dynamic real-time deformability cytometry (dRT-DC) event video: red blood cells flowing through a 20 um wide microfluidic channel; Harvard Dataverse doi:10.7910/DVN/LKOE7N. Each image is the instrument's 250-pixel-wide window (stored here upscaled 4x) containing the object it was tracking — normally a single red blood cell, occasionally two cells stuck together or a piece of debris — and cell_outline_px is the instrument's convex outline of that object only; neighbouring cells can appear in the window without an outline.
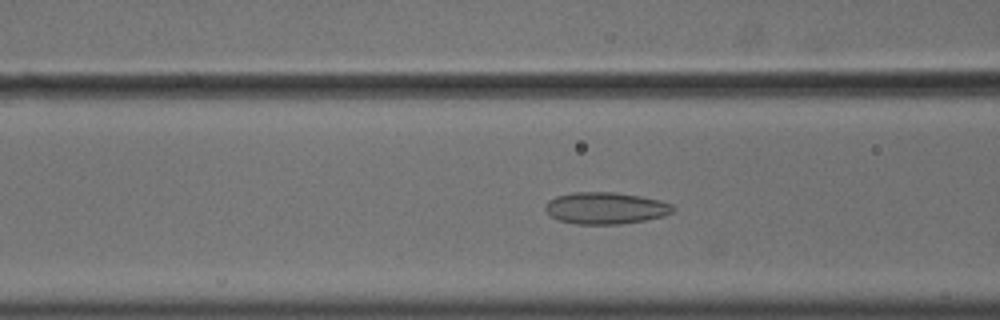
{"species": "common noctule bat (a hibernating species)", "species_latin": "Nyctalus noctula", "temperature_condition": "cold", "stored_images_in_passage": 39, "camera_frame_rate_fps": 3000, "um_per_image_px": 0.085, "animal": {"sex": "male", "body_mass_g": 18.8}, "frame": {"image": 1, "passage_image": 6, "time_ms": 1.667, "image_size_px": [1000, 320], "cell_outline_px": [[676, 208], [672, 212], [664, 216], [644, 220], [620, 224], [576, 224], [560, 220], [552, 216], [544, 208], [544, 204], [548, 200], [556, 196], [572, 192], [612, 192], [640, 196], [660, 200], [672, 204]], "centroid_in_image_um": [51.48, 17.68], "position_along_channel_um": 115.1, "area_um2": 23.64}}
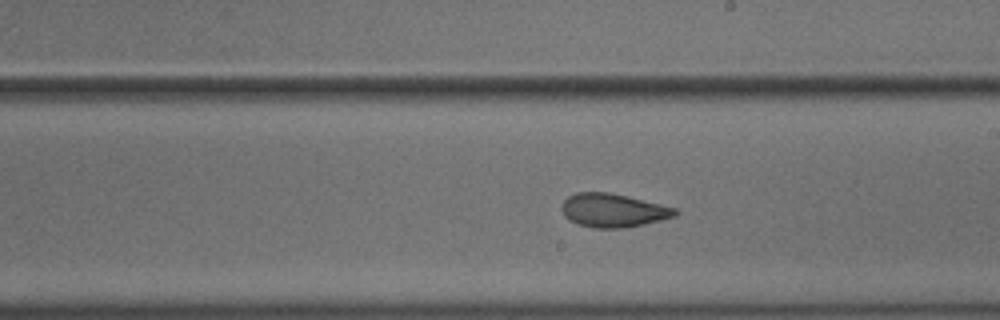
{"frame": {"image": 2, "passage_image": 16, "time_ms": 5.0, "image_size_px": [1000, 320], "cell_outline_px": [[680, 212], [676, 216], [644, 224], [624, 228], [592, 228], [580, 224], [564, 216], [560, 208], [560, 204], [568, 196], [576, 192], [608, 192], [628, 196], [676, 208]], "centroid_in_image_um": [52.11, 17.87], "position_along_channel_um": 236.9, "area_um2": 22.25}}
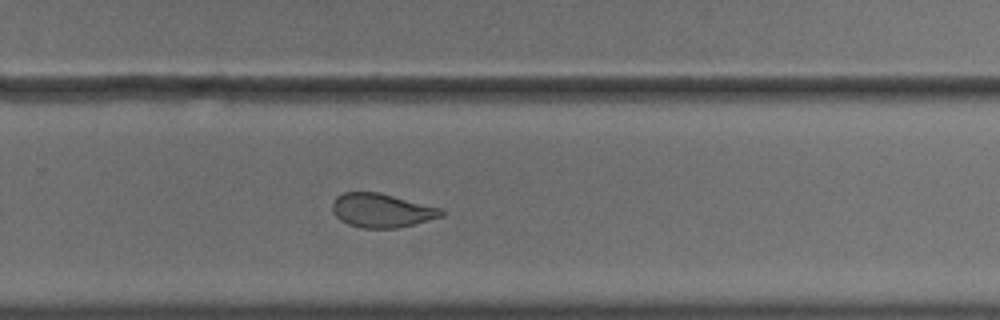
{"frame": {"image": 3, "passage_image": 21, "time_ms": 6.667, "image_size_px": [1000, 320], "cell_outline_px": [[444, 216], [396, 228], [364, 228], [348, 224], [340, 220], [332, 212], [332, 204], [336, 196], [344, 192], [380, 192], [444, 208]], "centroid_in_image_um": [32.46, 17.87], "position_along_channel_um": 297.3, "area_um2": 21.73}}